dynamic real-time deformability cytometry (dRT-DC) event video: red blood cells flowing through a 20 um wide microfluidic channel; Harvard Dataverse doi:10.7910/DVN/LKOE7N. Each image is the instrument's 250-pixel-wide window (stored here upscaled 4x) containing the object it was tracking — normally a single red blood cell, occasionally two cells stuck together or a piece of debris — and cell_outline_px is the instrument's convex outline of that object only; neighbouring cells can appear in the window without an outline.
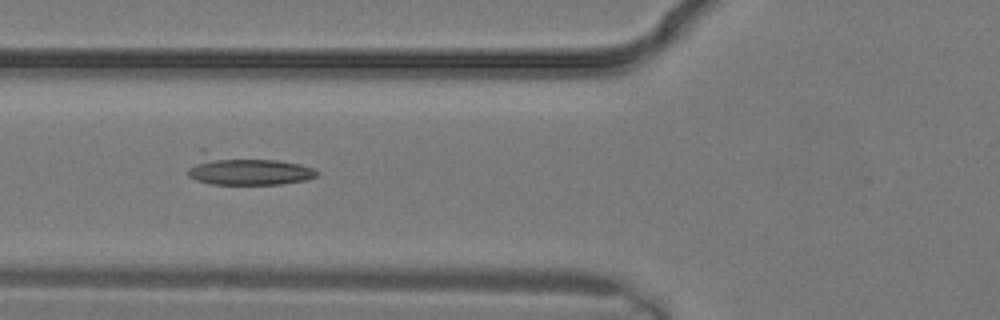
{"species": "common noctule bat (a hibernating species)", "species_latin": "Nyctalus noctula", "temperature_condition": "warm", "stored_images_in_passage": 3, "camera_frame_rate_fps": 3000, "um_per_image_px": 0.085, "animal": {"sex": "male", "body_mass_g": 19.2, "forearm_length_mm": 51.8}, "frame": {"image": 1, "passage_image": 3, "time_ms": 0.667, "image_size_px": [1000, 320], "cell_outline_px": [[320, 172], [316, 176], [308, 180], [280, 184], [212, 184], [196, 180], [188, 176], [188, 168], [200, 148], [204, 148], [300, 164], [312, 168]], "centroid_in_image_um": [20.84, 14.39], "position_along_channel_um": 105.0, "area_um2": 23.47}}